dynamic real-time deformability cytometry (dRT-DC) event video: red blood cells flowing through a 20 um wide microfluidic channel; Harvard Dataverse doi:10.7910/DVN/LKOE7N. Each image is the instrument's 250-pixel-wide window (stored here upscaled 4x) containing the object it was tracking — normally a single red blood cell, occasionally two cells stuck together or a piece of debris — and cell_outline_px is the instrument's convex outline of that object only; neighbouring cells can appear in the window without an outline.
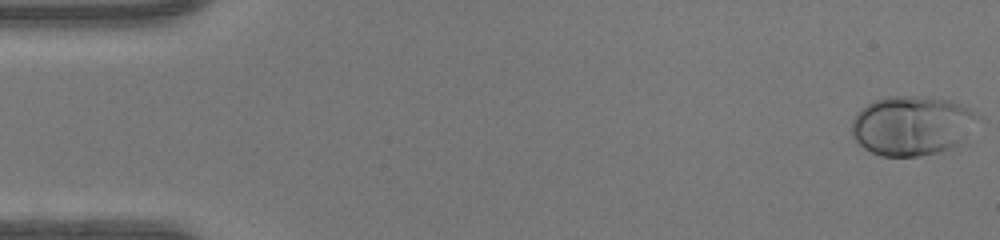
{"species": "human", "species_latin": "Homo sapiens", "temperature_condition": "warm", "stored_images_in_passage": 47, "camera_frame_rate_fps": 3000, "um_per_image_px": 0.085, "donor": {"sex": "female"}, "frame": {"image": 1, "passage_image": 1, "time_ms": 0.0, "image_size_px": [1000, 240], "cell_outline_px": [[980, 116], [956, 144], [940, 152], [920, 156], [880, 156], [864, 148], [852, 136], [852, 120], [872, 100], [888, 96], [924, 96], [952, 100], [980, 112]], "centroid_in_image_um": [77.5, 10.65], "position_along_channel_um": 7.5, "area_um2": 43.41}}
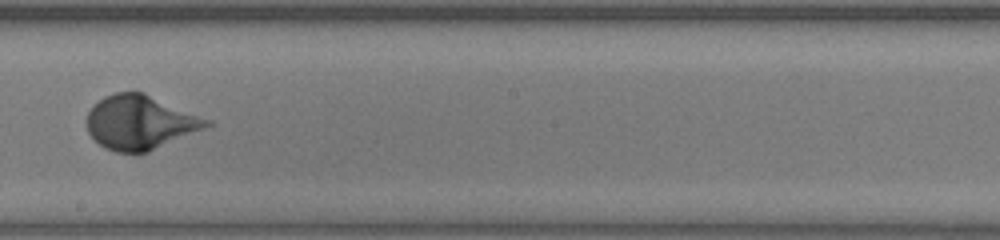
{"frame": {"image": 2, "passage_image": 27, "time_ms": 8.667, "image_size_px": [1000, 240], "cell_outline_px": [[216, 124], [148, 152], [116, 152], [104, 148], [88, 132], [88, 112], [104, 96], [116, 92], [144, 92], [212, 120]], "centroid_in_image_um": [11.98, 10.4], "position_along_channel_um": 236.2, "area_um2": 37.74}}
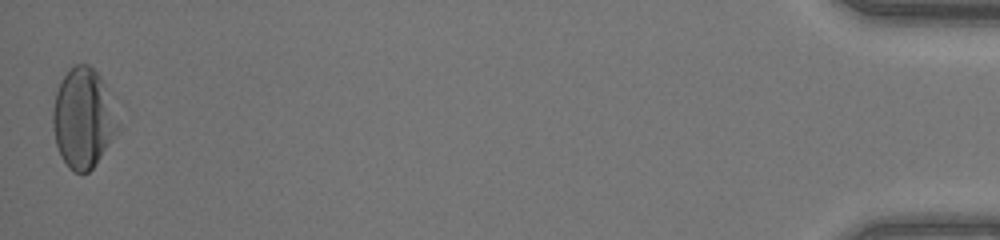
{"frame": {"image": 3, "passage_image": 47, "time_ms": 15.333, "image_size_px": [1000, 240], "cell_outline_px": [[120, 128], [96, 164], [88, 172], [76, 172], [68, 168], [60, 156], [56, 144], [52, 128], [52, 112], [56, 92], [60, 80], [76, 64], [88, 64], [96, 72], [104, 84], [120, 124]], "centroid_in_image_um": [7.05, 10.08], "position_along_channel_um": 428.1, "area_um2": 37.63}, "authors_computed_cell_mechanics": {"area_um2": 36.5874, "velocity_mm_per_s": 4.368, "shape_relaxation_time_tau1_ms": 2.9528, "shape_relaxation_time_tau2_ms": null, "deformation_change_tau1": 0.1922, "deformation_change_tau2": null}}